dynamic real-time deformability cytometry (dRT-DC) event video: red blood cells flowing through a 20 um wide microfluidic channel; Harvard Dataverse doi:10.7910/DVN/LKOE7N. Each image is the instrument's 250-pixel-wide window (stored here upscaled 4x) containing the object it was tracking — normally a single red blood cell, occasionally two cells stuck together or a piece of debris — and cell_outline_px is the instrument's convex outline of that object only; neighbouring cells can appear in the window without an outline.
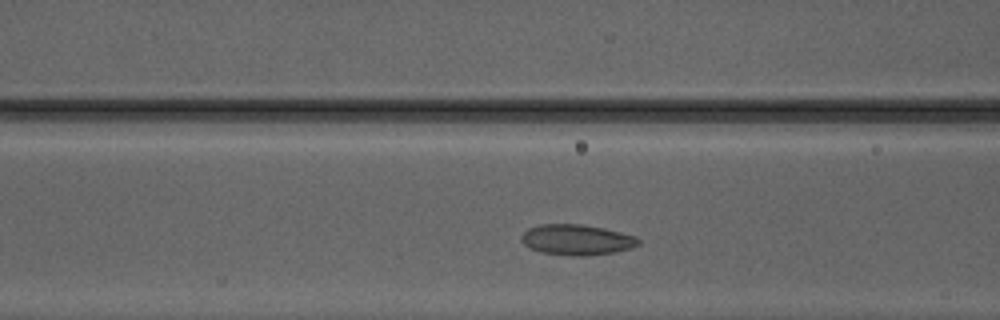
{"species": "Egyptian fruit bat (a non-hibernating species)", "species_latin": "Rousettus aegyptiacus", "temperature_condition": "warm", "stored_images_in_passage": 29, "camera_frame_rate_fps": 3000, "um_per_image_px": 0.085, "animal": {"sex": "male"}, "frame": {"image": 1, "passage_image": 9, "time_ms": 2.667, "image_size_px": [1000, 320], "cell_outline_px": [[640, 244], [632, 248], [612, 252], [588, 256], [576, 256], [544, 252], [532, 248], [524, 244], [520, 240], [520, 236], [528, 228], [540, 224], [580, 224], [620, 232], [636, 236], [640, 240]], "centroid_in_image_um": [49.03, 20.37], "position_along_channel_um": 117.6, "area_um2": 20.63}}
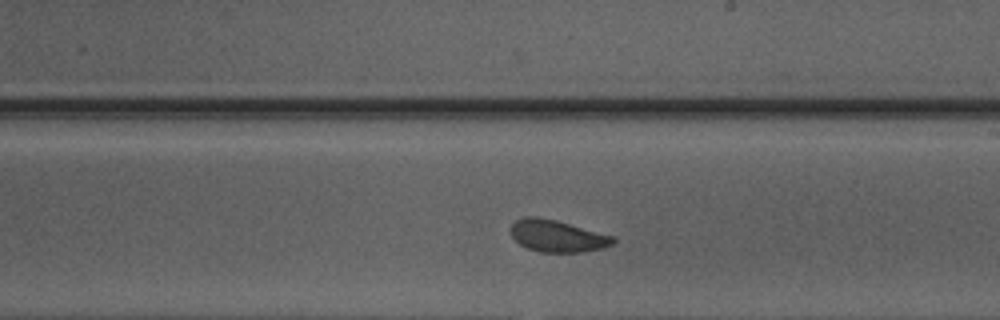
{"frame": {"image": 2, "passage_image": 18, "time_ms": 5.667, "image_size_px": [1000, 320], "cell_outline_px": [[616, 240], [612, 244], [604, 248], [584, 252], [540, 252], [528, 248], [520, 244], [512, 236], [508, 228], [516, 220], [524, 216], [536, 216], [556, 220], [616, 236]], "centroid_in_image_um": [47.38, 20.05], "position_along_channel_um": 241.6, "area_um2": 19.31}}
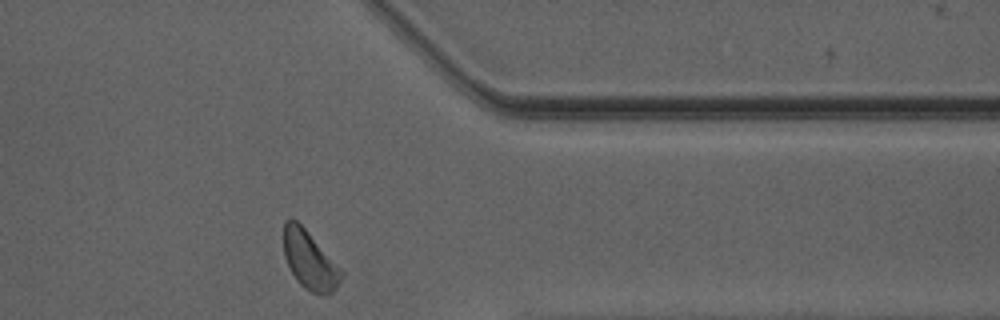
{"frame": {"image": 3, "passage_image": 29, "time_ms": 9.333, "image_size_px": [1000, 320], "cell_outline_px": [[344, 276], [336, 288], [332, 292], [320, 296], [304, 288], [296, 280], [284, 256], [284, 220], [296, 220], [304, 228], [344, 272]], "centroid_in_image_um": [26.33, 22.16], "position_along_channel_um": 385.1, "area_um2": 19.31}, "authors_computed_cell_mechanics": {"area_um2": 19.4208, "velocity_mm_per_s": 4.1435, "shape_relaxation_time_tau1_ms": 5.0564, "shape_relaxation_time_tau2_ms": 1.2115, "deformation_change_tau1": 0.0909, "deformation_change_tau2": 0.0588}}